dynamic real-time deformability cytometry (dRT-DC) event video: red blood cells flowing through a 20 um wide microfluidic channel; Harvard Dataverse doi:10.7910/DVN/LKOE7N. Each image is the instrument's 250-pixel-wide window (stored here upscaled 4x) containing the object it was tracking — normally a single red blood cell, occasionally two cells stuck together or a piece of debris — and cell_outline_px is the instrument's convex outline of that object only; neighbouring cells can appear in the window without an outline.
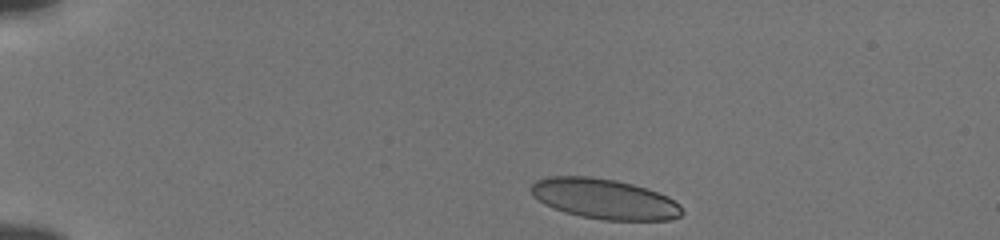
{"species": "human", "species_latin": "Homo sapiens", "temperature_condition": "cold", "stored_images_in_passage": 45, "camera_frame_rate_fps": 3000, "um_per_image_px": 0.085, "donor": {"sex": "male"}, "frame": {"image": 1, "passage_image": 2, "time_ms": 0.333, "image_size_px": [1000, 240], "cell_outline_px": [[684, 212], [680, 216], [668, 220], [604, 220], [580, 216], [564, 212], [544, 204], [532, 196], [532, 184], [536, 180], [548, 176], [588, 176], [616, 180], [632, 184], [668, 196], [680, 204]], "centroid_in_image_um": [51.37, 16.91], "position_along_channel_um": 33.6, "area_um2": 35.37}}
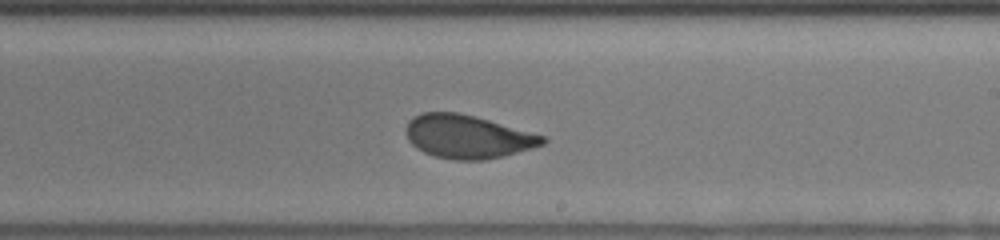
{"frame": {"image": 2, "passage_image": 25, "time_ms": 8.0, "image_size_px": [1000, 240], "cell_outline_px": [[548, 140], [544, 144], [532, 148], [504, 156], [484, 160], [452, 160], [436, 156], [424, 152], [416, 148], [408, 140], [404, 132], [408, 120], [412, 116], [420, 112], [456, 112], [488, 120], [544, 136]], "centroid_in_image_um": [39.69, 11.62], "position_along_channel_um": 249.3, "area_um2": 34.51}}
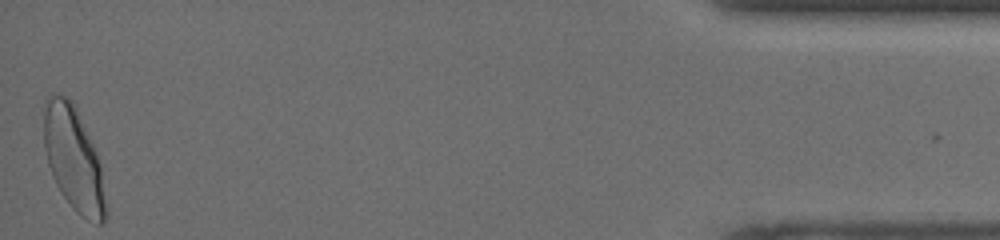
{"frame": {"image": 3, "passage_image": 45, "time_ms": 14.667, "image_size_px": [1000, 240], "cell_outline_px": [[108, 216], [104, 224], [96, 224], [80, 216], [72, 208], [60, 192], [52, 176], [48, 164], [44, 148], [44, 100], [48, 92], [56, 92], [68, 96], [76, 104], [96, 152], [100, 164], [108, 208]], "centroid_in_image_um": [6.26, 13.49], "position_along_channel_um": 428.9, "area_um2": 38.55}, "authors_computed_cell_mechanics": {"area_um2": 35.2002, "velocity_mm_per_s": 3.8247, "shape_relaxation_time_tau1_ms": 3.3948, "shape_relaxation_time_tau2_ms": 0.6673, "deformation_change_tau1": 0.1261, "deformation_change_tau2": 0.0706}}